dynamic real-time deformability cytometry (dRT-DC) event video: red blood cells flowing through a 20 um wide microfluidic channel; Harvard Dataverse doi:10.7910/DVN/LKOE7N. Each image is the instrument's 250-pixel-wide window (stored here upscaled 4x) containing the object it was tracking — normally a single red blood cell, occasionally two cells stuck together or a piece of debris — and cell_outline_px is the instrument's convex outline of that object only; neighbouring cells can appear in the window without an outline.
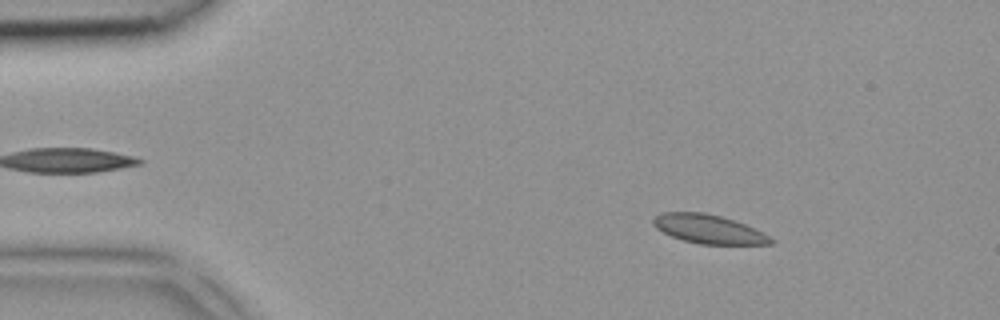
{"species": "common noctule bat (a hibernating species)", "species_latin": "Nyctalus noctula", "temperature_condition": "room temperature", "stored_images_in_passage": 2, "camera_frame_rate_fps": 3000, "um_per_image_px": 0.085, "animal": {"sex": "female", "body_mass_g": 18.4}, "frame": {"image": 1, "passage_image": 1, "time_ms": 0.0, "image_size_px": [1000, 320], "cell_outline_px": [[776, 240], [772, 244], [700, 244], [684, 240], [672, 236], [656, 228], [652, 224], [652, 220], [660, 212], [704, 212], [720, 216], [744, 224], [764, 232]], "centroid_in_image_um": [60.25, 19.47], "position_along_channel_um": 24.8, "area_um2": 19.71}}